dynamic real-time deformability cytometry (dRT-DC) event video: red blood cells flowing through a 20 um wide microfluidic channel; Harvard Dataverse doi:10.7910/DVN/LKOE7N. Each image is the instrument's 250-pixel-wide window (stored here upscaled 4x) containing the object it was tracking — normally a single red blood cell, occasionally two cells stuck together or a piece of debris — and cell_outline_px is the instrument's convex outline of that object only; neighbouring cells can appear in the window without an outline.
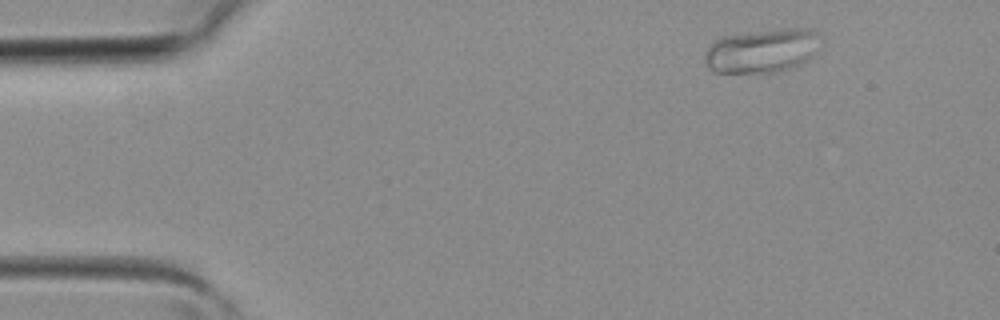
{"species": "common noctule bat (a hibernating species)", "species_latin": "Nyctalus noctula", "temperature_condition": "room temperature", "stored_images_in_passage": 3, "camera_frame_rate_fps": 3000, "um_per_image_px": 0.085, "animal": {"sex": "female", "body_mass_g": 19.3, "forearm_length_mm": 54.1}, "frame": {"image": 1, "passage_image": 1, "time_ms": 0.0, "image_size_px": [1000, 320], "cell_outline_px": [[820, 52], [808, 60], [800, 64], [780, 72], [716, 72], [708, 68], [704, 60], [704, 52], [720, 36], [792, 28], [808, 28], [816, 32]], "centroid_in_image_um": [64.79, 4.33], "position_along_channel_um": 20.2, "area_um2": 29.54}}